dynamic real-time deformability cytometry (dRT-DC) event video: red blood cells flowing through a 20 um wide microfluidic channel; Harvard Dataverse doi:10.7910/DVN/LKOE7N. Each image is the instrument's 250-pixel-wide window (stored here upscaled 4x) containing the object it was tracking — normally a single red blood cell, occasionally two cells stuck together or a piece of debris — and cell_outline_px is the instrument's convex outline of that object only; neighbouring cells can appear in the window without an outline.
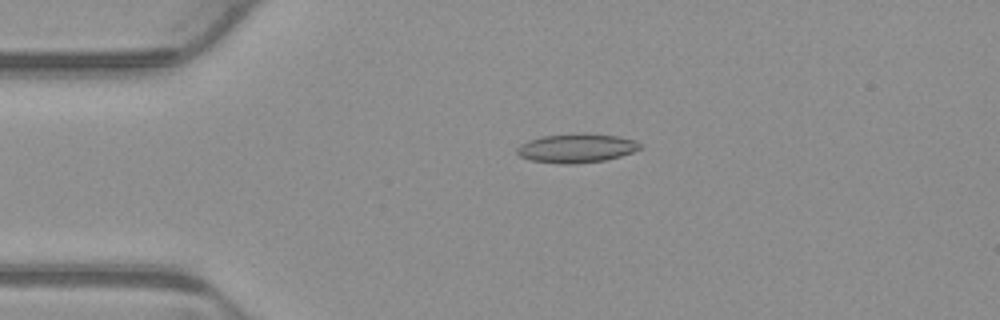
{"species": "common noctule bat (a hibernating species)", "species_latin": "Nyctalus noctula", "temperature_condition": "warm", "stored_images_in_passage": 5, "camera_frame_rate_fps": 3000, "um_per_image_px": 0.085, "animal": {"sex": "male", "body_mass_g": 23.1, "forearm_length_mm": 52.7}, "frame": {"image": 1, "passage_image": 4, "time_ms": 1.0, "image_size_px": [1000, 320], "cell_outline_px": [[640, 148], [632, 152], [620, 156], [604, 160], [576, 164], [560, 164], [532, 160], [520, 156], [516, 152], [516, 148], [520, 144], [528, 140], [544, 136], [584, 132], [620, 136], [636, 140], [640, 144]], "centroid_in_image_um": [49.0, 12.58], "position_along_channel_um": 36.0, "area_um2": 20.92}}